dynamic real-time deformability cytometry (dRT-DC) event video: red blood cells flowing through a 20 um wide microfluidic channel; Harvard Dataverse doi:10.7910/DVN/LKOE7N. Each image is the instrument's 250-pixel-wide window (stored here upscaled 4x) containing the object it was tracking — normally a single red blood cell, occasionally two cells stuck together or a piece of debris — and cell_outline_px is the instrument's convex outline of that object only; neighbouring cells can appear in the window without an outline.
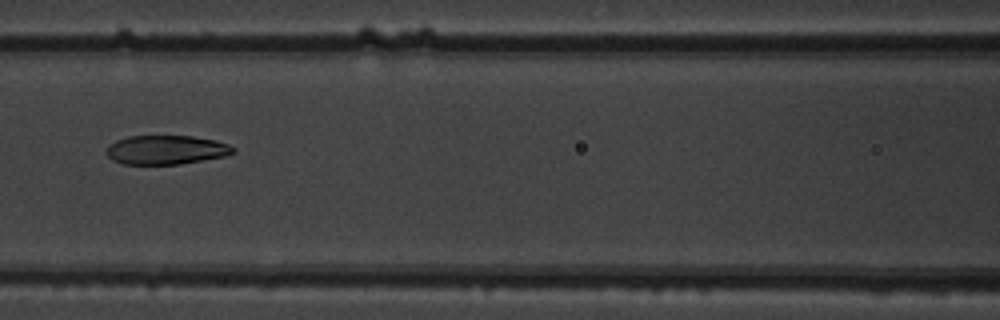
{"species": "common noctule bat (a hibernating species)", "species_latin": "Nyctalus noctula", "temperature_condition": "warm", "stored_images_in_passage": 46, "camera_frame_rate_fps": 3000, "um_per_image_px": 0.085, "animal": {"sex": "male", "body_mass_g": 19.5, "forearm_length_mm": 54.6}, "frame": {"image": 1, "passage_image": 17, "time_ms": 5.333, "image_size_px": [1000, 320], "cell_outline_px": [[236, 152], [224, 156], [180, 164], [124, 164], [112, 160], [104, 152], [108, 144], [116, 140], [128, 136], [192, 136], [216, 140], [228, 144], [236, 148]], "centroid_in_image_um": [14.1, 12.73], "position_along_channel_um": 152.5, "area_um2": 21.62}}
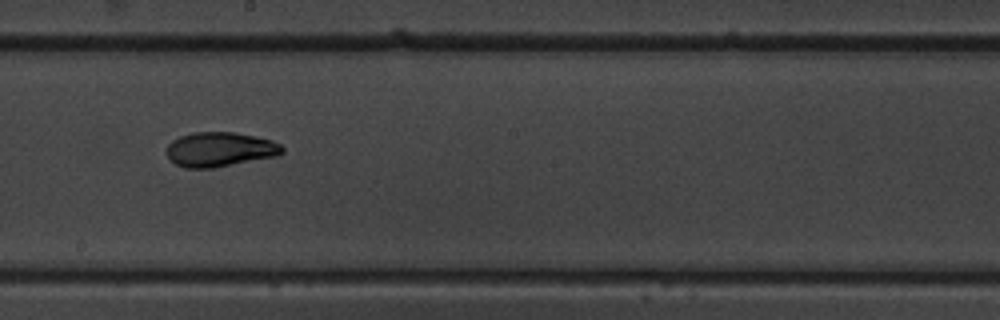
{"frame": {"image": 2, "passage_image": 23, "time_ms": 7.333, "image_size_px": [1000, 320], "cell_outline_px": [[284, 152], [276, 156], [212, 168], [184, 168], [168, 160], [168, 144], [172, 140], [180, 136], [192, 132], [236, 132], [272, 140], [280, 144], [284, 148]], "centroid_in_image_um": [18.68, 12.69], "position_along_channel_um": 229.5, "area_um2": 23.29}}
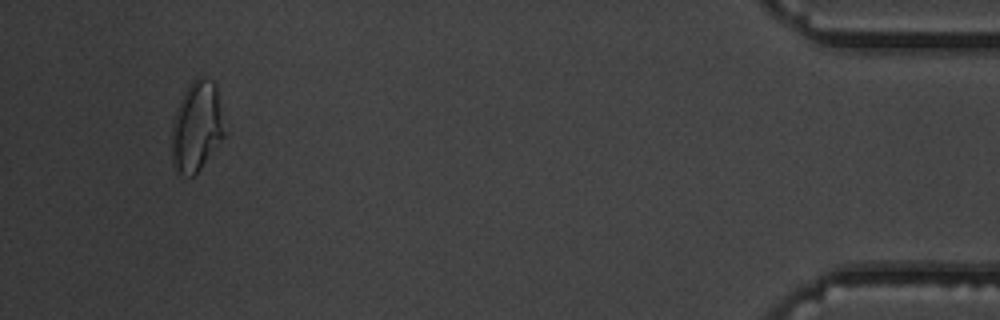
{"frame": {"image": 3, "passage_image": 43, "time_ms": 14.0, "image_size_px": [1000, 320], "cell_outline_px": [[224, 136], [200, 168], [192, 176], [188, 176], [180, 172], [172, 164], [172, 128], [176, 112], [180, 100], [188, 84], [196, 76], [200, 76], [212, 80], [216, 84], [224, 132]], "centroid_in_image_um": [16.7, 10.71], "position_along_channel_um": 418.5, "area_um2": 27.11}, "authors_computed_cell_mechanics": {"area_um2": 23.2356, "velocity_mm_per_s": 3.8787, "shape_relaxation_time_tau1_ms": 7.6151, "shape_relaxation_time_tau2_ms": 2.2801, "deformation_change_tau1": 0.2361, "deformation_change_tau2": 0.0704}}